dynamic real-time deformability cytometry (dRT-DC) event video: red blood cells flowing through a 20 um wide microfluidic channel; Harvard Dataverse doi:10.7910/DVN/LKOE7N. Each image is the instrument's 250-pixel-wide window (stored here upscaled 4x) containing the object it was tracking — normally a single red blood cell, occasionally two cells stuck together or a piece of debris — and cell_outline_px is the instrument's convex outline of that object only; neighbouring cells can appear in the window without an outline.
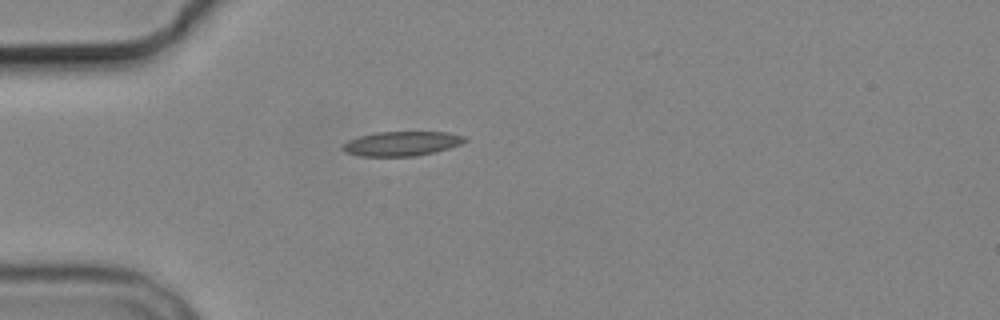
{"species": "common noctule bat (a hibernating species)", "species_latin": "Nyctalus noctula", "temperature_condition": "cold", "stored_images_in_passage": 2, "camera_frame_rate_fps": 3000, "um_per_image_px": 0.085, "animal": {"sex": "male", "body_mass_g": 19.2, "forearm_length_mm": 51.8}, "frame": {"image": 1, "passage_image": 1, "time_ms": 0.0, "image_size_px": [1000, 320], "cell_outline_px": [[468, 140], [460, 144], [436, 152], [416, 156], [360, 156], [344, 152], [340, 148], [348, 140], [360, 136], [376, 132], [448, 132], [464, 136]], "centroid_in_image_um": [34.13, 12.21], "position_along_channel_um": 50.9, "area_um2": 17.46}}